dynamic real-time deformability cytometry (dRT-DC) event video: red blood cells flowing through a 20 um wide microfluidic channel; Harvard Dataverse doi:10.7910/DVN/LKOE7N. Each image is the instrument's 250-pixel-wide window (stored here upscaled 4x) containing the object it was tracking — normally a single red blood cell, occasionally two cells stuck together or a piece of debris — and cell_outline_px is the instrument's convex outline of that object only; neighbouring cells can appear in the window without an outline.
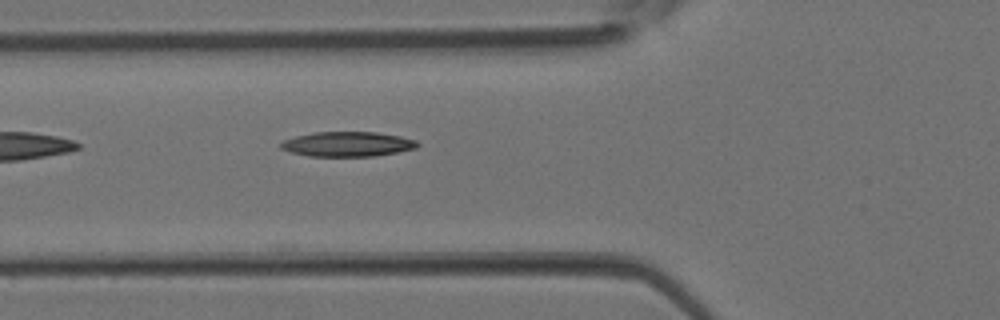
{"species": "Egyptian fruit bat (a non-hibernating species)", "species_latin": "Rousettus aegyptiacus", "temperature_condition": "room temperature", "stored_images_in_passage": 27, "camera_frame_rate_fps": 3000, "um_per_image_px": 0.085, "animal": {"sex": "female"}, "frame": {"image": 1, "passage_image": 4, "time_ms": 1.0, "image_size_px": [1000, 320], "cell_outline_px": [[420, 144], [416, 148], [396, 152], [372, 156], [308, 156], [292, 152], [280, 148], [280, 144], [284, 140], [296, 136], [312, 132], [376, 132], [400, 136], [416, 140]], "centroid_in_image_um": [29.54, 12.24], "position_along_channel_um": 96.3, "area_um2": 19.65}}
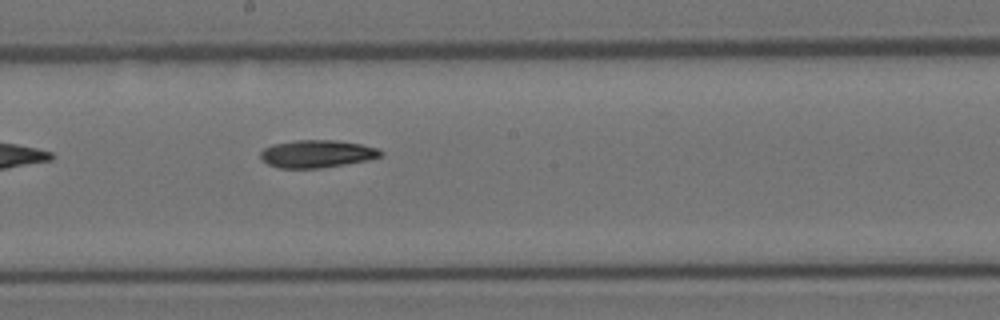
{"frame": {"image": 2, "passage_image": 11, "time_ms": 3.333, "image_size_px": [1000, 320], "cell_outline_px": [[384, 152], [380, 156], [368, 160], [320, 168], [280, 168], [268, 164], [260, 156], [260, 152], [264, 148], [272, 144], [296, 140], [336, 140], [360, 144], [376, 148]], "centroid_in_image_um": [26.92, 13.07], "position_along_channel_um": 221.3, "area_um2": 19.19}}
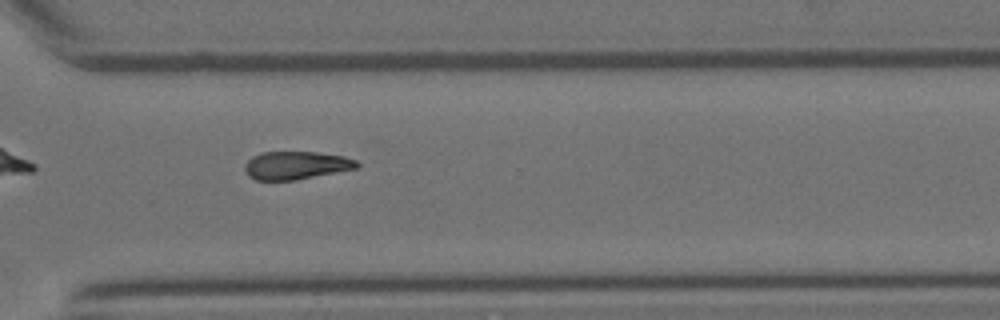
{"frame": {"image": 3, "passage_image": 18, "time_ms": 5.667, "image_size_px": [1000, 320], "cell_outline_px": [[360, 164], [356, 168], [296, 180], [256, 180], [248, 176], [244, 168], [244, 164], [252, 156], [260, 152], [316, 152], [344, 156], [356, 160]], "centroid_in_image_um": [25.13, 14.05], "position_along_channel_um": 345.5, "area_um2": 18.32}}